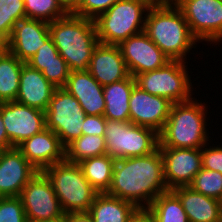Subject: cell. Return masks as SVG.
<instances>
[{
    "mask_svg": "<svg viewBox=\"0 0 222 222\" xmlns=\"http://www.w3.org/2000/svg\"><path fill=\"white\" fill-rule=\"evenodd\" d=\"M104 154H106L104 136L81 135L65 147V160L72 163Z\"/></svg>",
    "mask_w": 222,
    "mask_h": 222,
    "instance_id": "f1b7e54d",
    "label": "cell"
},
{
    "mask_svg": "<svg viewBox=\"0 0 222 222\" xmlns=\"http://www.w3.org/2000/svg\"><path fill=\"white\" fill-rule=\"evenodd\" d=\"M153 3V0H119L114 3L94 20L99 42L118 45L144 31L146 15Z\"/></svg>",
    "mask_w": 222,
    "mask_h": 222,
    "instance_id": "5b68a950",
    "label": "cell"
},
{
    "mask_svg": "<svg viewBox=\"0 0 222 222\" xmlns=\"http://www.w3.org/2000/svg\"><path fill=\"white\" fill-rule=\"evenodd\" d=\"M24 8L26 18L42 20L47 23L66 15L57 0H24Z\"/></svg>",
    "mask_w": 222,
    "mask_h": 222,
    "instance_id": "1f68e13d",
    "label": "cell"
},
{
    "mask_svg": "<svg viewBox=\"0 0 222 222\" xmlns=\"http://www.w3.org/2000/svg\"><path fill=\"white\" fill-rule=\"evenodd\" d=\"M24 64L3 45L0 46V103L16 100Z\"/></svg>",
    "mask_w": 222,
    "mask_h": 222,
    "instance_id": "484cf974",
    "label": "cell"
},
{
    "mask_svg": "<svg viewBox=\"0 0 222 222\" xmlns=\"http://www.w3.org/2000/svg\"><path fill=\"white\" fill-rule=\"evenodd\" d=\"M27 222H65V214L63 217L55 218L51 220H40V221L27 220Z\"/></svg>",
    "mask_w": 222,
    "mask_h": 222,
    "instance_id": "60d3db41",
    "label": "cell"
},
{
    "mask_svg": "<svg viewBox=\"0 0 222 222\" xmlns=\"http://www.w3.org/2000/svg\"><path fill=\"white\" fill-rule=\"evenodd\" d=\"M189 187L198 193L222 202V174L218 171L201 168Z\"/></svg>",
    "mask_w": 222,
    "mask_h": 222,
    "instance_id": "4dcf8cb0",
    "label": "cell"
},
{
    "mask_svg": "<svg viewBox=\"0 0 222 222\" xmlns=\"http://www.w3.org/2000/svg\"><path fill=\"white\" fill-rule=\"evenodd\" d=\"M168 190L187 187L202 168L201 148L159 147Z\"/></svg>",
    "mask_w": 222,
    "mask_h": 222,
    "instance_id": "5bb4252c",
    "label": "cell"
},
{
    "mask_svg": "<svg viewBox=\"0 0 222 222\" xmlns=\"http://www.w3.org/2000/svg\"><path fill=\"white\" fill-rule=\"evenodd\" d=\"M168 191L164 180L163 158L158 148L145 156L116 159L111 186L106 194L147 209Z\"/></svg>",
    "mask_w": 222,
    "mask_h": 222,
    "instance_id": "6da1fadb",
    "label": "cell"
},
{
    "mask_svg": "<svg viewBox=\"0 0 222 222\" xmlns=\"http://www.w3.org/2000/svg\"><path fill=\"white\" fill-rule=\"evenodd\" d=\"M88 72L102 85H109L130 76L118 45L98 43L93 51Z\"/></svg>",
    "mask_w": 222,
    "mask_h": 222,
    "instance_id": "d6986e66",
    "label": "cell"
},
{
    "mask_svg": "<svg viewBox=\"0 0 222 222\" xmlns=\"http://www.w3.org/2000/svg\"><path fill=\"white\" fill-rule=\"evenodd\" d=\"M86 113L77 99L63 87L56 88L45 111L46 128L52 130L66 147L82 135Z\"/></svg>",
    "mask_w": 222,
    "mask_h": 222,
    "instance_id": "9c48e42d",
    "label": "cell"
},
{
    "mask_svg": "<svg viewBox=\"0 0 222 222\" xmlns=\"http://www.w3.org/2000/svg\"><path fill=\"white\" fill-rule=\"evenodd\" d=\"M129 222H155L146 209H139Z\"/></svg>",
    "mask_w": 222,
    "mask_h": 222,
    "instance_id": "ab89813d",
    "label": "cell"
},
{
    "mask_svg": "<svg viewBox=\"0 0 222 222\" xmlns=\"http://www.w3.org/2000/svg\"><path fill=\"white\" fill-rule=\"evenodd\" d=\"M55 89L41 71L25 63L21 69L19 91L15 101L46 111Z\"/></svg>",
    "mask_w": 222,
    "mask_h": 222,
    "instance_id": "44dd1931",
    "label": "cell"
},
{
    "mask_svg": "<svg viewBox=\"0 0 222 222\" xmlns=\"http://www.w3.org/2000/svg\"><path fill=\"white\" fill-rule=\"evenodd\" d=\"M131 76L153 71L171 61L144 31L118 44Z\"/></svg>",
    "mask_w": 222,
    "mask_h": 222,
    "instance_id": "4fadbf2b",
    "label": "cell"
},
{
    "mask_svg": "<svg viewBox=\"0 0 222 222\" xmlns=\"http://www.w3.org/2000/svg\"><path fill=\"white\" fill-rule=\"evenodd\" d=\"M0 111L12 148L46 128L43 110L11 101L0 103Z\"/></svg>",
    "mask_w": 222,
    "mask_h": 222,
    "instance_id": "7c38bea8",
    "label": "cell"
},
{
    "mask_svg": "<svg viewBox=\"0 0 222 222\" xmlns=\"http://www.w3.org/2000/svg\"><path fill=\"white\" fill-rule=\"evenodd\" d=\"M218 222H222V212H221V217H220Z\"/></svg>",
    "mask_w": 222,
    "mask_h": 222,
    "instance_id": "7bdbcfd3",
    "label": "cell"
},
{
    "mask_svg": "<svg viewBox=\"0 0 222 222\" xmlns=\"http://www.w3.org/2000/svg\"><path fill=\"white\" fill-rule=\"evenodd\" d=\"M180 199L189 222H218L222 202L192 190L189 186L172 190Z\"/></svg>",
    "mask_w": 222,
    "mask_h": 222,
    "instance_id": "603a6c76",
    "label": "cell"
},
{
    "mask_svg": "<svg viewBox=\"0 0 222 222\" xmlns=\"http://www.w3.org/2000/svg\"><path fill=\"white\" fill-rule=\"evenodd\" d=\"M65 222H94L88 212H72L65 214Z\"/></svg>",
    "mask_w": 222,
    "mask_h": 222,
    "instance_id": "8d00e7d4",
    "label": "cell"
},
{
    "mask_svg": "<svg viewBox=\"0 0 222 222\" xmlns=\"http://www.w3.org/2000/svg\"><path fill=\"white\" fill-rule=\"evenodd\" d=\"M116 159L107 154L87 158L78 164L84 177L98 193H106L111 186Z\"/></svg>",
    "mask_w": 222,
    "mask_h": 222,
    "instance_id": "4316f807",
    "label": "cell"
},
{
    "mask_svg": "<svg viewBox=\"0 0 222 222\" xmlns=\"http://www.w3.org/2000/svg\"><path fill=\"white\" fill-rule=\"evenodd\" d=\"M172 104L167 98L145 92L135 84L129 100L130 122L160 133Z\"/></svg>",
    "mask_w": 222,
    "mask_h": 222,
    "instance_id": "9a60e30c",
    "label": "cell"
},
{
    "mask_svg": "<svg viewBox=\"0 0 222 222\" xmlns=\"http://www.w3.org/2000/svg\"><path fill=\"white\" fill-rule=\"evenodd\" d=\"M49 33L70 72L88 71L93 51L99 43L93 19L66 14L49 23Z\"/></svg>",
    "mask_w": 222,
    "mask_h": 222,
    "instance_id": "3957f363",
    "label": "cell"
},
{
    "mask_svg": "<svg viewBox=\"0 0 222 222\" xmlns=\"http://www.w3.org/2000/svg\"><path fill=\"white\" fill-rule=\"evenodd\" d=\"M179 0H154L156 4H176Z\"/></svg>",
    "mask_w": 222,
    "mask_h": 222,
    "instance_id": "b9f144b4",
    "label": "cell"
},
{
    "mask_svg": "<svg viewBox=\"0 0 222 222\" xmlns=\"http://www.w3.org/2000/svg\"><path fill=\"white\" fill-rule=\"evenodd\" d=\"M44 174L51 181L63 212H88L99 194L84 177L78 163L66 160L47 167Z\"/></svg>",
    "mask_w": 222,
    "mask_h": 222,
    "instance_id": "8992f818",
    "label": "cell"
},
{
    "mask_svg": "<svg viewBox=\"0 0 222 222\" xmlns=\"http://www.w3.org/2000/svg\"><path fill=\"white\" fill-rule=\"evenodd\" d=\"M146 210L155 222H189L179 197L172 190L161 193Z\"/></svg>",
    "mask_w": 222,
    "mask_h": 222,
    "instance_id": "83f0119b",
    "label": "cell"
},
{
    "mask_svg": "<svg viewBox=\"0 0 222 222\" xmlns=\"http://www.w3.org/2000/svg\"><path fill=\"white\" fill-rule=\"evenodd\" d=\"M27 220H51L64 216L51 181L44 172H37L19 196Z\"/></svg>",
    "mask_w": 222,
    "mask_h": 222,
    "instance_id": "8fae6325",
    "label": "cell"
},
{
    "mask_svg": "<svg viewBox=\"0 0 222 222\" xmlns=\"http://www.w3.org/2000/svg\"><path fill=\"white\" fill-rule=\"evenodd\" d=\"M49 38V23L24 18L16 23L11 37L3 46L20 61L26 63Z\"/></svg>",
    "mask_w": 222,
    "mask_h": 222,
    "instance_id": "e0dca14e",
    "label": "cell"
},
{
    "mask_svg": "<svg viewBox=\"0 0 222 222\" xmlns=\"http://www.w3.org/2000/svg\"><path fill=\"white\" fill-rule=\"evenodd\" d=\"M106 118L103 115H86L82 135H105Z\"/></svg>",
    "mask_w": 222,
    "mask_h": 222,
    "instance_id": "d590c367",
    "label": "cell"
},
{
    "mask_svg": "<svg viewBox=\"0 0 222 222\" xmlns=\"http://www.w3.org/2000/svg\"><path fill=\"white\" fill-rule=\"evenodd\" d=\"M24 18V0H0V46L11 37L16 23Z\"/></svg>",
    "mask_w": 222,
    "mask_h": 222,
    "instance_id": "f546056e",
    "label": "cell"
},
{
    "mask_svg": "<svg viewBox=\"0 0 222 222\" xmlns=\"http://www.w3.org/2000/svg\"><path fill=\"white\" fill-rule=\"evenodd\" d=\"M197 101L192 98L172 104L168 119L159 133V147L194 149L209 143L206 128L208 108Z\"/></svg>",
    "mask_w": 222,
    "mask_h": 222,
    "instance_id": "277c9868",
    "label": "cell"
},
{
    "mask_svg": "<svg viewBox=\"0 0 222 222\" xmlns=\"http://www.w3.org/2000/svg\"><path fill=\"white\" fill-rule=\"evenodd\" d=\"M26 63L41 71L43 76L56 88L64 87L70 74L66 61L59 54L51 38L38 48L35 55Z\"/></svg>",
    "mask_w": 222,
    "mask_h": 222,
    "instance_id": "7402d4cb",
    "label": "cell"
},
{
    "mask_svg": "<svg viewBox=\"0 0 222 222\" xmlns=\"http://www.w3.org/2000/svg\"><path fill=\"white\" fill-rule=\"evenodd\" d=\"M144 32L171 60L186 62L187 53L200 43L175 4L153 3L146 15Z\"/></svg>",
    "mask_w": 222,
    "mask_h": 222,
    "instance_id": "7a4b0ae2",
    "label": "cell"
},
{
    "mask_svg": "<svg viewBox=\"0 0 222 222\" xmlns=\"http://www.w3.org/2000/svg\"><path fill=\"white\" fill-rule=\"evenodd\" d=\"M175 5L198 41L215 45L221 42L222 0H179Z\"/></svg>",
    "mask_w": 222,
    "mask_h": 222,
    "instance_id": "30bf717a",
    "label": "cell"
},
{
    "mask_svg": "<svg viewBox=\"0 0 222 222\" xmlns=\"http://www.w3.org/2000/svg\"><path fill=\"white\" fill-rule=\"evenodd\" d=\"M10 140L7 136L6 129L3 124L1 111H0V151L11 149Z\"/></svg>",
    "mask_w": 222,
    "mask_h": 222,
    "instance_id": "f35d334b",
    "label": "cell"
},
{
    "mask_svg": "<svg viewBox=\"0 0 222 222\" xmlns=\"http://www.w3.org/2000/svg\"><path fill=\"white\" fill-rule=\"evenodd\" d=\"M106 154L114 159L145 156L159 148V133L131 122L106 119Z\"/></svg>",
    "mask_w": 222,
    "mask_h": 222,
    "instance_id": "52a82bcc",
    "label": "cell"
},
{
    "mask_svg": "<svg viewBox=\"0 0 222 222\" xmlns=\"http://www.w3.org/2000/svg\"><path fill=\"white\" fill-rule=\"evenodd\" d=\"M63 88L77 99L86 115L104 114L103 86L88 71L70 72Z\"/></svg>",
    "mask_w": 222,
    "mask_h": 222,
    "instance_id": "ffe728a7",
    "label": "cell"
},
{
    "mask_svg": "<svg viewBox=\"0 0 222 222\" xmlns=\"http://www.w3.org/2000/svg\"><path fill=\"white\" fill-rule=\"evenodd\" d=\"M208 144L201 148L202 168L218 171L222 174V146L212 147Z\"/></svg>",
    "mask_w": 222,
    "mask_h": 222,
    "instance_id": "e575fe53",
    "label": "cell"
},
{
    "mask_svg": "<svg viewBox=\"0 0 222 222\" xmlns=\"http://www.w3.org/2000/svg\"><path fill=\"white\" fill-rule=\"evenodd\" d=\"M138 210L131 202L99 193L88 213L94 222H129Z\"/></svg>",
    "mask_w": 222,
    "mask_h": 222,
    "instance_id": "d4e9b609",
    "label": "cell"
},
{
    "mask_svg": "<svg viewBox=\"0 0 222 222\" xmlns=\"http://www.w3.org/2000/svg\"><path fill=\"white\" fill-rule=\"evenodd\" d=\"M39 172L13 147L0 151V197H17Z\"/></svg>",
    "mask_w": 222,
    "mask_h": 222,
    "instance_id": "2e32d148",
    "label": "cell"
},
{
    "mask_svg": "<svg viewBox=\"0 0 222 222\" xmlns=\"http://www.w3.org/2000/svg\"><path fill=\"white\" fill-rule=\"evenodd\" d=\"M0 222H27L19 196L0 197Z\"/></svg>",
    "mask_w": 222,
    "mask_h": 222,
    "instance_id": "d6a6232c",
    "label": "cell"
},
{
    "mask_svg": "<svg viewBox=\"0 0 222 222\" xmlns=\"http://www.w3.org/2000/svg\"><path fill=\"white\" fill-rule=\"evenodd\" d=\"M16 148L39 172L65 160V147L59 137L48 128L24 140Z\"/></svg>",
    "mask_w": 222,
    "mask_h": 222,
    "instance_id": "ac0fdd59",
    "label": "cell"
},
{
    "mask_svg": "<svg viewBox=\"0 0 222 222\" xmlns=\"http://www.w3.org/2000/svg\"><path fill=\"white\" fill-rule=\"evenodd\" d=\"M119 0H80L75 15L95 20Z\"/></svg>",
    "mask_w": 222,
    "mask_h": 222,
    "instance_id": "836d02e7",
    "label": "cell"
},
{
    "mask_svg": "<svg viewBox=\"0 0 222 222\" xmlns=\"http://www.w3.org/2000/svg\"><path fill=\"white\" fill-rule=\"evenodd\" d=\"M136 84L135 78L129 76L124 80L103 86L105 111L107 120L130 122L129 100Z\"/></svg>",
    "mask_w": 222,
    "mask_h": 222,
    "instance_id": "cb8c5ba5",
    "label": "cell"
},
{
    "mask_svg": "<svg viewBox=\"0 0 222 222\" xmlns=\"http://www.w3.org/2000/svg\"><path fill=\"white\" fill-rule=\"evenodd\" d=\"M186 63L171 60L165 66L136 75V85L152 95L167 98L172 103L191 100L193 87ZM190 77V78H189Z\"/></svg>",
    "mask_w": 222,
    "mask_h": 222,
    "instance_id": "ba28073f",
    "label": "cell"
},
{
    "mask_svg": "<svg viewBox=\"0 0 222 222\" xmlns=\"http://www.w3.org/2000/svg\"><path fill=\"white\" fill-rule=\"evenodd\" d=\"M80 0H57L58 5L66 14H74L78 10Z\"/></svg>",
    "mask_w": 222,
    "mask_h": 222,
    "instance_id": "74e56055",
    "label": "cell"
}]
</instances>
